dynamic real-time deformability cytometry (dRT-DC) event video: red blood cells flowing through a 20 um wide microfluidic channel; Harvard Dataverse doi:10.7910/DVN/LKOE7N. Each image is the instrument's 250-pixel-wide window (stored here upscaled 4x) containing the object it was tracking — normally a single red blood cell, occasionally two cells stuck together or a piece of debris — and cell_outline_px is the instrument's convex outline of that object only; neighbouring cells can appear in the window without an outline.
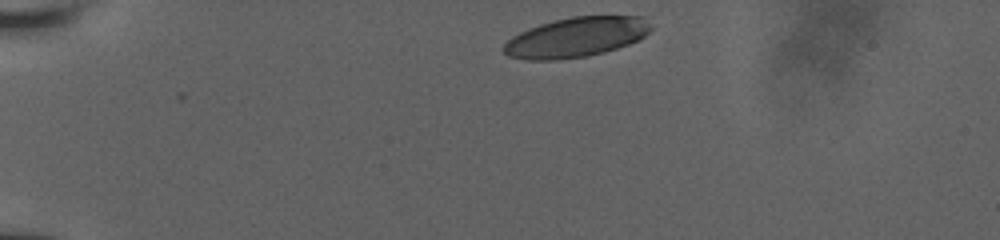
{"species": "human", "species_latin": "Homo sapiens", "temperature_condition": "room temperature", "stored_images_in_passage": 45, "camera_frame_rate_fps": 3000, "um_per_image_px": 0.085, "donor": {"sex": "male"}, "frame": {"image": 1, "passage_image": 1, "time_ms": 0.0, "image_size_px": [1000, 240], "cell_outline_px": [[652, 28], [640, 40], [604, 52], [588, 56], [560, 60], [524, 60], [508, 56], [504, 52], [504, 44], [512, 36], [528, 28], [540, 24], [572, 16], [644, 16]], "centroid_in_image_um": [48.97, 3.17], "position_along_channel_um": 36.0, "area_um2": 34.28}}
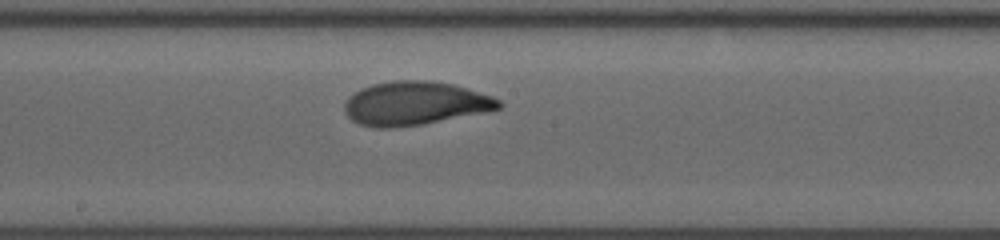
{"frame": {"image": 2, "passage_image": 24, "time_ms": 6.333, "image_size_px": [1000, 240], "cell_outline_px": [[504, 104], [500, 108], [488, 112], [424, 124], [392, 128], [376, 128], [360, 124], [352, 120], [344, 112], [344, 104], [348, 96], [360, 88], [372, 84], [392, 80], [428, 80], [452, 84], [468, 88], [492, 96], [500, 100]], "centroid_in_image_um": [35.28, 8.79], "position_along_channel_um": 212.9, "area_um2": 39.71}}
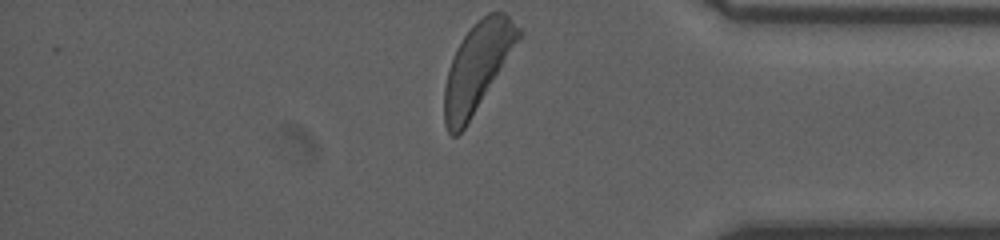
{"frame": {"image": 3, "passage_image": 45, "time_ms": 11.333, "image_size_px": [1000, 240], "cell_outline_px": [[524, 36], [464, 128], [456, 136], [452, 136], [448, 132], [444, 124], [444, 88], [448, 72], [456, 48], [464, 36], [476, 20], [488, 12], [504, 12], [524, 32]], "centroid_in_image_um": [40.61, 5.66], "position_along_channel_um": 394.6, "area_um2": 38.09}}